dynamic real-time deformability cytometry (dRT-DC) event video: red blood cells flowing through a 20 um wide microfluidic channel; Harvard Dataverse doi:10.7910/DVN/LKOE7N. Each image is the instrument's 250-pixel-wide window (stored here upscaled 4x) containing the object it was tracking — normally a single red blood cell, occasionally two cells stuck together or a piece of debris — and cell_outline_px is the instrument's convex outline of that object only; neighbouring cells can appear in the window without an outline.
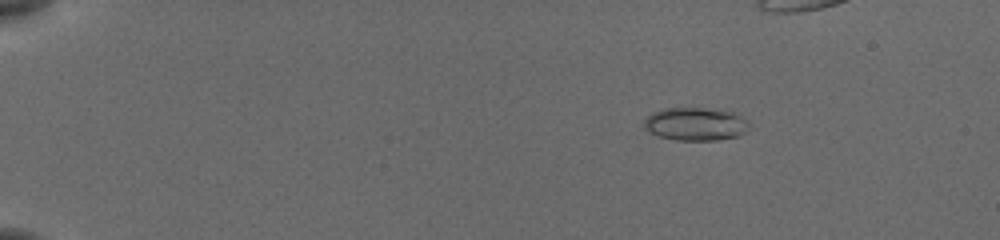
{"species": "common noctule bat (a hibernating species)", "species_latin": "Nyctalus noctula", "temperature_condition": "cold", "stored_images_in_passage": 47, "camera_frame_rate_fps": 3000, "um_per_image_px": 0.085, "animal": {"sex": "female", "body_mass_g": 19.5, "forearm_length_mm": 54.1}, "frame": {"image": 1, "passage_image": 7, "time_ms": 2.0, "image_size_px": [1000, 240], "cell_outline_px": [[752, 124], [748, 132], [740, 136], [716, 140], [676, 140], [660, 136], [648, 132], [644, 128], [644, 120], [652, 112], [664, 108], [704, 108], [732, 112], [748, 120]], "centroid_in_image_um": [59.16, 10.55], "position_along_channel_um": 25.8, "area_um2": 20.52}}
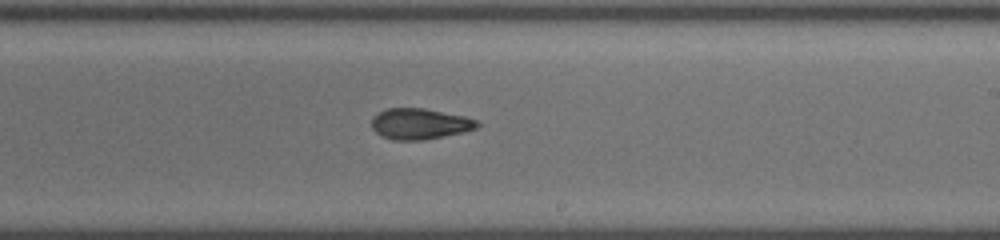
{"frame": {"image": 2, "passage_image": 33, "time_ms": 10.667, "image_size_px": [1000, 240], "cell_outline_px": [[480, 124], [476, 128], [464, 132], [424, 140], [392, 140], [380, 136], [372, 128], [372, 116], [388, 108], [424, 108], [464, 116], [480, 120]], "centroid_in_image_um": [35.69, 10.53], "position_along_channel_um": 253.3, "area_um2": 19.13}}
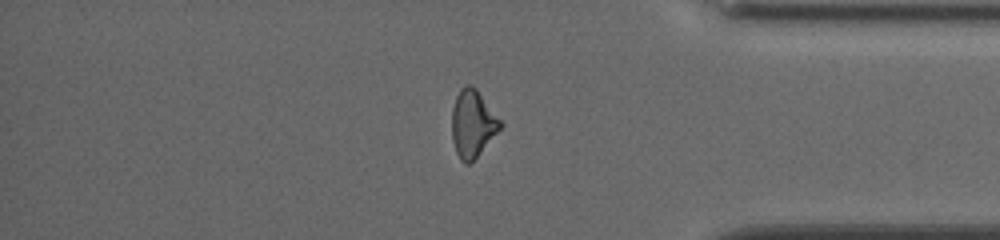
{"frame": {"image": 3, "passage_image": 45, "time_ms": 14.667, "image_size_px": [1000, 240], "cell_outline_px": [[504, 124], [476, 156], [468, 164], [464, 164], [460, 160], [456, 152], [452, 140], [452, 108], [456, 96], [460, 88], [468, 84], [472, 84], [476, 88]], "centroid_in_image_um": [40.15, 10.48], "position_along_channel_um": 395.0, "area_um2": 18.79}}